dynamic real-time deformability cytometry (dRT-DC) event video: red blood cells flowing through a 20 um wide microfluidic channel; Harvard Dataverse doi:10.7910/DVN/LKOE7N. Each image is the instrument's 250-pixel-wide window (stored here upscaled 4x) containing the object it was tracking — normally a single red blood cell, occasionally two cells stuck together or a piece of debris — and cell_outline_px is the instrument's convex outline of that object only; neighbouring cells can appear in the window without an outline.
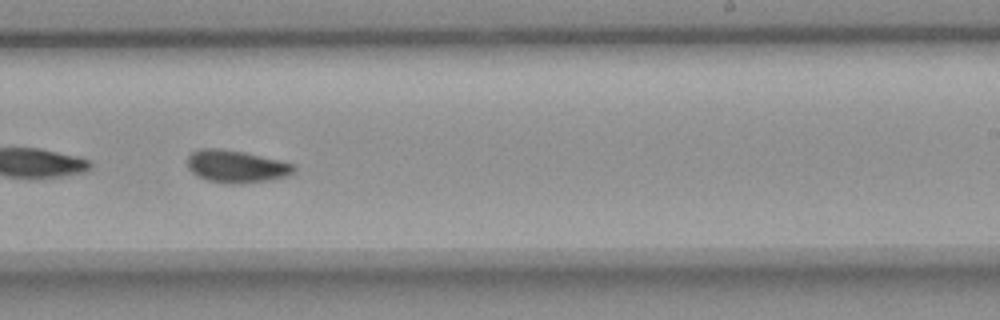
{"species": "common noctule bat (a hibernating species)", "species_latin": "Nyctalus noctula", "temperature_condition": "room temperature", "stored_images_in_passage": 49, "camera_frame_rate_fps": 3000, "um_per_image_px": 0.085, "animal": {"sex": "female", "body_mass_g": 18.4}, "frame": {"image": 1, "passage_image": 28, "time_ms": 9.0, "image_size_px": [1000, 320], "cell_outline_px": [[296, 168], [288, 176], [272, 180], [240, 184], [224, 184], [208, 180], [196, 176], [188, 168], [188, 156], [192, 152], [200, 148], [220, 148], [244, 152], [292, 164]], "centroid_in_image_um": [20.04, 14.16], "position_along_channel_um": 269.0, "area_um2": 20.17}}
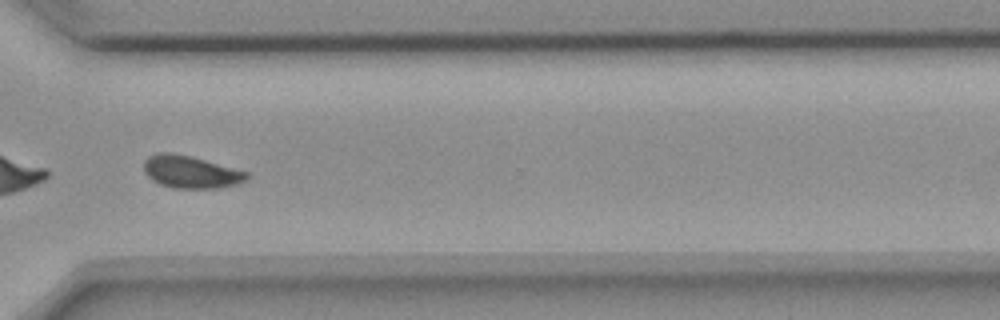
{"frame": {"image": 2, "passage_image": 35, "time_ms": 11.333, "image_size_px": [1000, 320], "cell_outline_px": [[248, 180], [240, 184], [220, 188], [172, 188], [160, 184], [152, 180], [144, 172], [144, 160], [148, 156], [160, 152], [172, 152], [192, 156], [248, 172]], "centroid_in_image_um": [16.22, 14.61], "position_along_channel_um": 354.4, "area_um2": 19.71}}
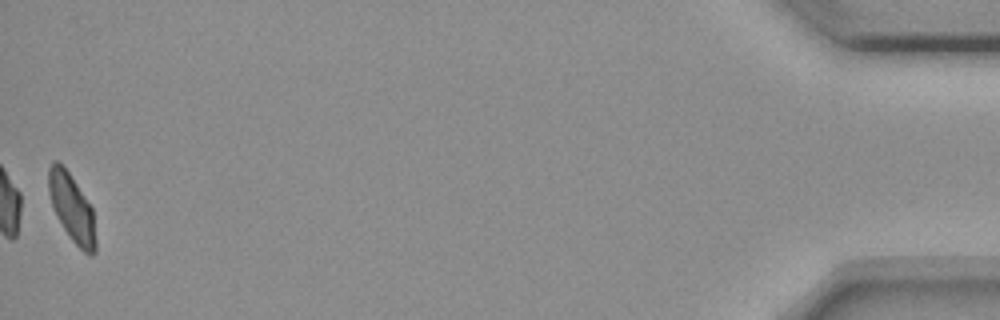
{"frame": {"image": 3, "passage_image": 49, "time_ms": 16.0, "image_size_px": [1000, 320], "cell_outline_px": [[96, 252], [92, 256], [88, 256], [72, 240], [64, 228], [52, 204], [48, 192], [48, 168], [52, 160], [56, 160], [68, 172], [92, 208], [96, 240]], "centroid_in_image_um": [6.11, 17.7], "position_along_channel_um": 429.1, "area_um2": 18.21}, "authors_computed_cell_mechanics": {"area_um2": 19.5942, "velocity_mm_per_s": 3.6304, "shape_relaxation_time_tau1_ms": null, "shape_relaxation_time_tau2_ms": 2.3459, "deformation_change_tau1": null, "deformation_change_tau2": 0.0594}}